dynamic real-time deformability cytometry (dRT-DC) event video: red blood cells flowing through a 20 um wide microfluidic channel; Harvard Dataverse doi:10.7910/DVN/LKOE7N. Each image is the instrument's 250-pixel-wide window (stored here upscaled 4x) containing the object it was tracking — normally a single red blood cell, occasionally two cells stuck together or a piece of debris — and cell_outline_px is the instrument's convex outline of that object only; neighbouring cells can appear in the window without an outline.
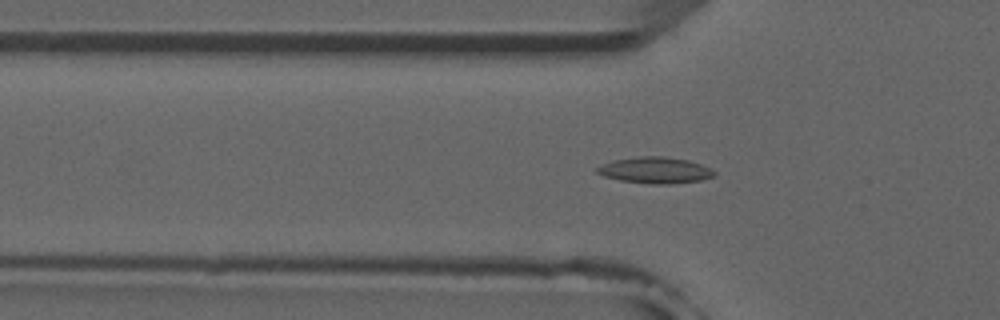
{"species": "common noctule bat (a hibernating species)", "species_latin": "Nyctalus noctula", "temperature_condition": "room temperature", "stored_images_in_passage": 36, "camera_frame_rate_fps": 3000, "um_per_image_px": 0.085, "animal": {"sex": "male", "forearm_length_mm": 52.5}, "frame": {"image": 1, "passage_image": 4, "time_ms": 1.0, "image_size_px": [1000, 320], "cell_outline_px": [[716, 176], [700, 180], [672, 184], [652, 184], [620, 180], [604, 176], [596, 172], [596, 168], [612, 160], [640, 156], [664, 156], [688, 160], [712, 168], [716, 172]], "centroid_in_image_um": [55.72, 14.47], "position_along_channel_um": 70.1, "area_um2": 17.98}}
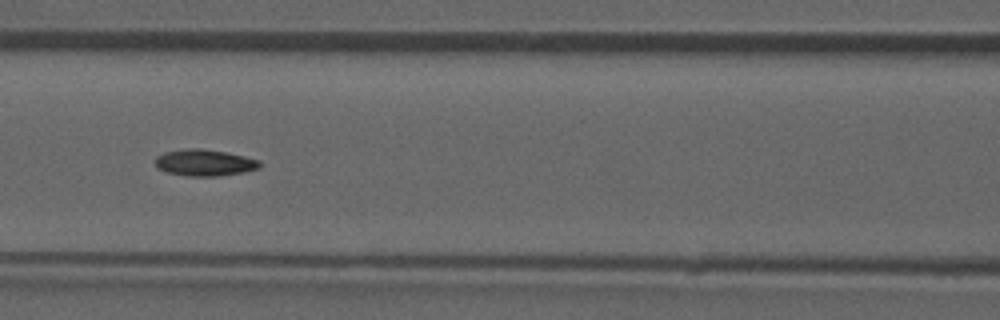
{"frame": {"image": 2, "passage_image": 10, "time_ms": 3.0, "image_size_px": [1000, 320], "cell_outline_px": [[260, 168], [244, 172], [220, 176], [188, 176], [168, 172], [156, 168], [156, 156], [164, 152], [184, 148], [200, 148], [228, 152], [260, 160]], "centroid_in_image_um": [17.39, 13.82], "position_along_channel_um": 149.2, "area_um2": 16.3}}
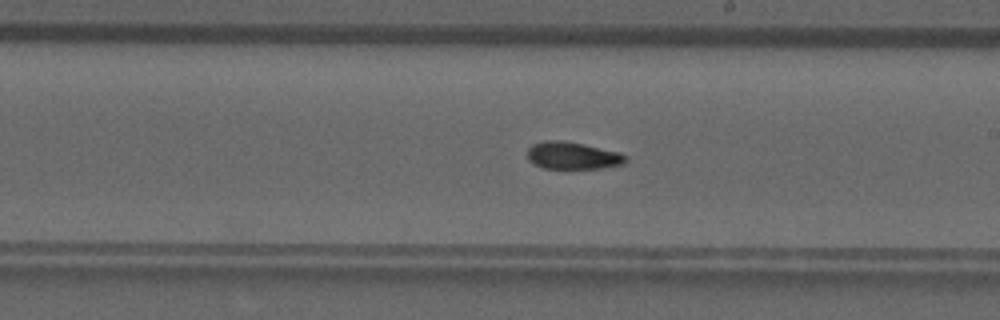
{"frame": {"image": 3, "passage_image": 17, "time_ms": 5.333, "image_size_px": [1000, 320], "cell_outline_px": [[628, 160], [624, 164], [604, 168], [544, 168], [532, 164], [528, 160], [528, 148], [532, 144], [544, 140], [564, 140], [584, 144], [620, 152], [628, 156]], "centroid_in_image_um": [48.69, 13.22], "position_along_channel_um": 240.3, "area_um2": 15.9}}